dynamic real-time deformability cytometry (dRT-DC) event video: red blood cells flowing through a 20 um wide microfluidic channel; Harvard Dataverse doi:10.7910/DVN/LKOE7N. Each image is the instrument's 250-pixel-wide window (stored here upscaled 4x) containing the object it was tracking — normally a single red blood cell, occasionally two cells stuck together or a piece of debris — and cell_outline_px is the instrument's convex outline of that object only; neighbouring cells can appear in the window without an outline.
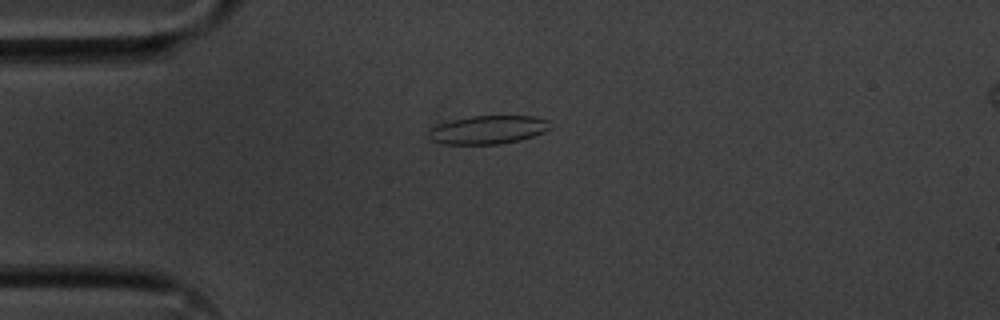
{"species": "common noctule bat (a hibernating species)", "species_latin": "Nyctalus noctula", "temperature_condition": "cold", "stored_images_in_passage": 43, "camera_frame_rate_fps": 3000, "um_per_image_px": 0.085, "animal": {"sex": "male", "body_mass_g": 20.1, "forearm_length_mm": 53.5}, "frame": {"image": 1, "passage_image": 1, "time_ms": 0.0, "image_size_px": [1000, 320], "cell_outline_px": [[552, 128], [544, 132], [520, 140], [500, 144], [440, 144], [428, 140], [428, 128], [452, 120], [472, 116], [536, 116], [548, 120]], "centroid_in_image_um": [41.45, 11.04], "position_along_channel_um": 43.5, "area_um2": 20.35}}
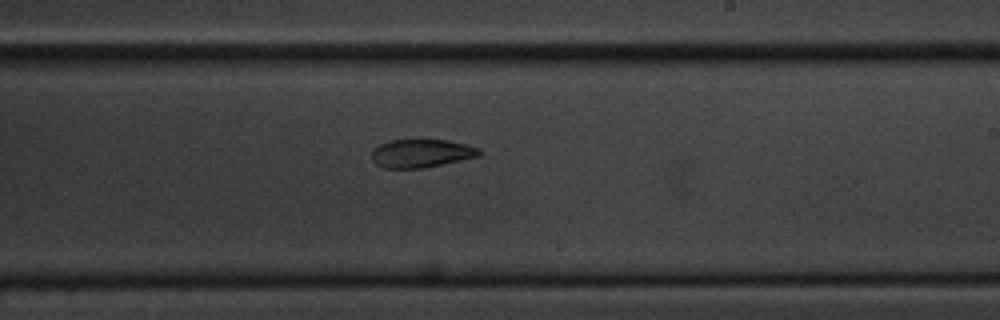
{"frame": {"image": 2, "passage_image": 20, "time_ms": 6.333, "image_size_px": [1000, 320], "cell_outline_px": [[480, 156], [424, 168], [384, 168], [376, 164], [372, 160], [372, 148], [388, 140], [448, 140], [480, 148]], "centroid_in_image_um": [35.78, 13.03], "position_along_channel_um": 253.2, "area_um2": 17.74}}
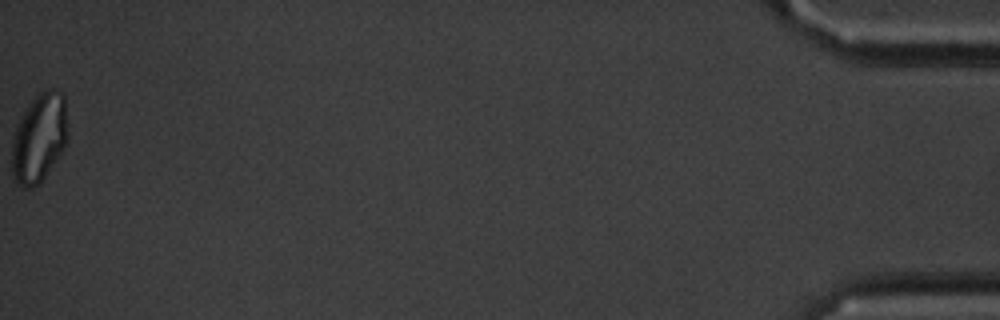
{"frame": {"image": 3, "passage_image": 43, "time_ms": 14.0, "image_size_px": [1000, 320], "cell_outline_px": [[68, 136], [60, 152], [40, 184], [32, 188], [24, 188], [12, 176], [12, 136], [16, 124], [28, 104], [40, 92], [48, 88], [52, 88], [64, 92]], "centroid_in_image_um": [3.32, 11.69], "position_along_channel_um": 431.9, "area_um2": 29.02}, "authors_computed_cell_mechanics": {"area_um2": 19.4786, "velocity_mm_per_s": 3.6092, "shape_relaxation_time_tau1_ms": 9.0798, "shape_relaxation_time_tau2_ms": 5.8354, "deformation_change_tau1": 0.1721, "deformation_change_tau2": 0.1215}}